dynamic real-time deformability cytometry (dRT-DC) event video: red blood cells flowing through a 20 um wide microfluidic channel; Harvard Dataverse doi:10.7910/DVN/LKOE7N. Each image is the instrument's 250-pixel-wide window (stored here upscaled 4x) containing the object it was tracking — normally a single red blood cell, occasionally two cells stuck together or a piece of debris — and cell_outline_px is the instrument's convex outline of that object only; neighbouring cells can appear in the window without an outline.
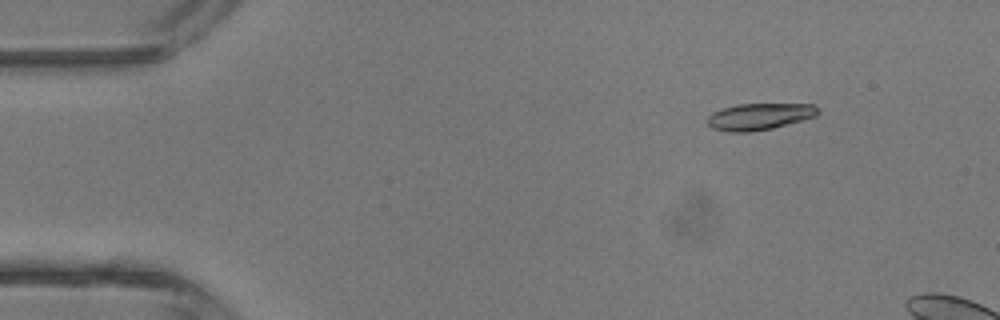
{"species": "common noctule bat (a hibernating species)", "species_latin": "Nyctalus noctula", "temperature_condition": "room temperature", "stored_images_in_passage": 3, "camera_frame_rate_fps": 3000, "um_per_image_px": 0.085, "animal": {"sex": "male", "body_mass_g": 13.3}, "frame": {"image": 1, "passage_image": 1, "time_ms": 0.0, "image_size_px": [1000, 320], "cell_outline_px": [[820, 112], [816, 116], [772, 128], [752, 132], [728, 132], [712, 128], [708, 124], [708, 116], [712, 112], [736, 104], [816, 104]], "centroid_in_image_um": [64.55, 9.9], "position_along_channel_um": 20.4, "area_um2": 17.17}}